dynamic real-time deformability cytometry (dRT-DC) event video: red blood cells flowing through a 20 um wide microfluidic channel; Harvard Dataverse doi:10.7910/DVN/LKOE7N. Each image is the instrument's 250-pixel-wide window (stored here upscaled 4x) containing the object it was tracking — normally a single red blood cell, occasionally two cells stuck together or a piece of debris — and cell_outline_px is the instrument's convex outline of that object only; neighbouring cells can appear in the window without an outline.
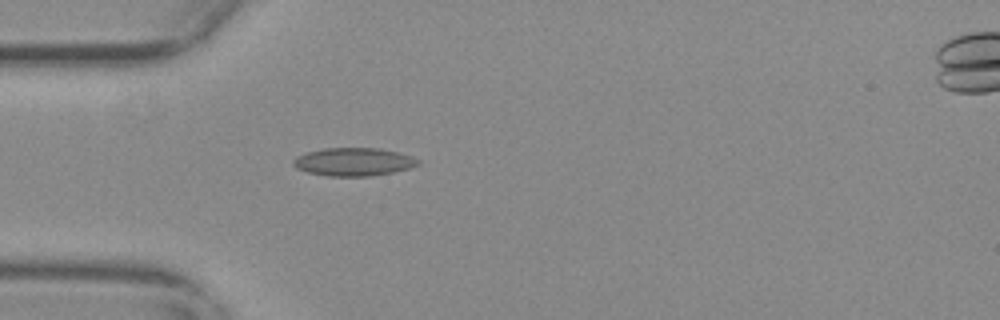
{"species": "common noctule bat (a hibernating species)", "species_latin": "Nyctalus noctula", "temperature_condition": "warm", "stored_images_in_passage": 55, "camera_frame_rate_fps": 3000, "um_per_image_px": 0.085, "animal": {"sex": "female", "body_mass_g": 29.2, "forearm_length_mm": 56.3}, "frame": {"image": 1, "passage_image": 16, "time_ms": 5.0, "image_size_px": [1000, 320], "cell_outline_px": [[420, 164], [412, 168], [396, 172], [372, 176], [328, 176], [308, 172], [296, 168], [292, 164], [292, 160], [296, 156], [308, 152], [324, 148], [380, 148], [412, 156], [420, 160]], "centroid_in_image_um": [30.09, 13.76], "position_along_channel_um": 54.9, "area_um2": 20.63}}
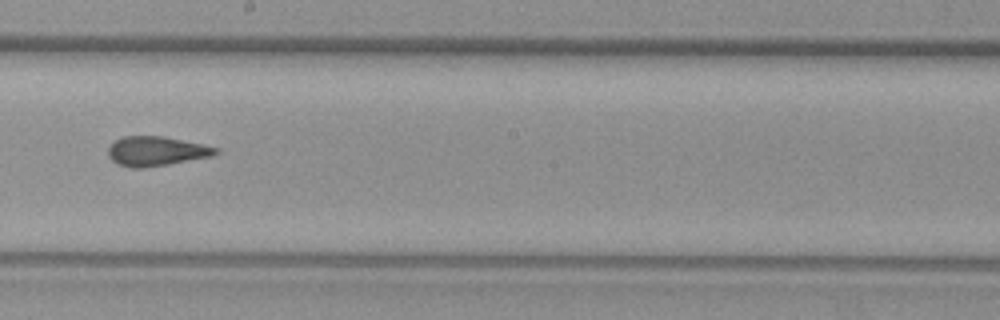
{"frame": {"image": 2, "passage_image": 31, "time_ms": 10.0, "image_size_px": [1000, 320], "cell_outline_px": [[220, 152], [212, 156], [168, 164], [144, 168], [132, 168], [116, 164], [108, 156], [108, 148], [116, 140], [124, 136], [164, 136], [204, 144], [220, 148]], "centroid_in_image_um": [13.3, 12.85], "position_along_channel_um": 234.9, "area_um2": 18.61}}
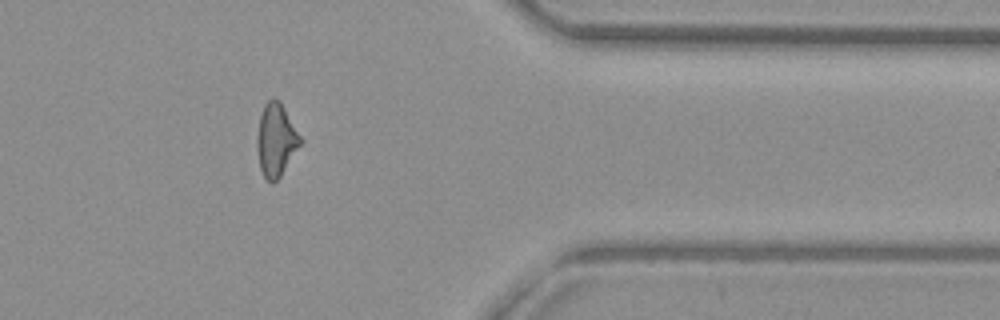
{"frame": {"image": 3, "passage_image": 45, "time_ms": 14.667, "image_size_px": [1000, 320], "cell_outline_px": [[304, 140], [280, 176], [272, 184], [264, 176], [260, 168], [256, 148], [256, 136], [260, 116], [264, 104], [272, 96], [280, 100]], "centroid_in_image_um": [23.46, 11.86], "position_along_channel_um": 387.9, "area_um2": 18.67}, "authors_computed_cell_mechanics": {"area_um2": 18.9006, "velocity_mm_per_s": 3.7044, "shape_relaxation_time_tau1_ms": null, "shape_relaxation_time_tau2_ms": 1.586, "deformation_change_tau1": null, "deformation_change_tau2": 0.0938}}